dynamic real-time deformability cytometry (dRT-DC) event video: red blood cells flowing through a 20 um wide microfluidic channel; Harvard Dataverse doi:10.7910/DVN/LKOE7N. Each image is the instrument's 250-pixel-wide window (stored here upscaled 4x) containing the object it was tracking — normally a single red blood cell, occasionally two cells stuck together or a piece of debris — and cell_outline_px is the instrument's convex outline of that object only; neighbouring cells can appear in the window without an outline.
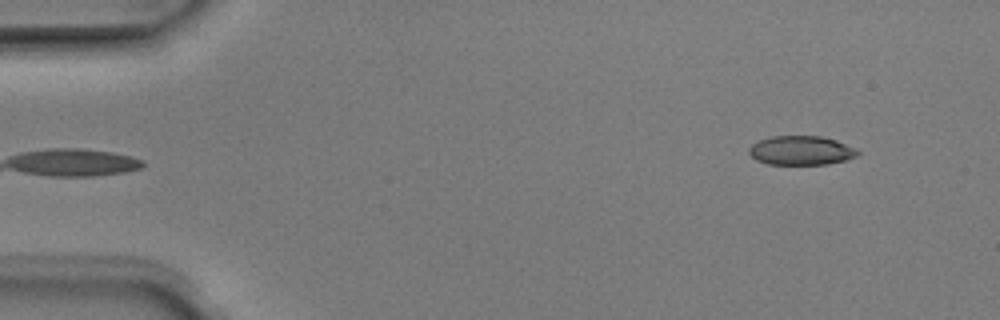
{"species": "Egyptian fruit bat (a non-hibernating species)", "species_latin": "Rousettus aegyptiacus", "temperature_condition": "room temperature", "stored_images_in_passage": 4, "camera_frame_rate_fps": 3000, "um_per_image_px": 0.085, "animal": {"sex": "male"}, "frame": {"image": 1, "passage_image": 4, "time_ms": 1.0, "image_size_px": [1000, 320], "cell_outline_px": [[860, 152], [856, 156], [844, 160], [828, 164], [768, 164], [756, 160], [748, 152], [748, 148], [752, 144], [760, 140], [772, 136], [820, 136], [836, 140], [856, 148]], "centroid_in_image_um": [68.09, 12.79], "position_along_channel_um": 16.9, "area_um2": 18.38}}